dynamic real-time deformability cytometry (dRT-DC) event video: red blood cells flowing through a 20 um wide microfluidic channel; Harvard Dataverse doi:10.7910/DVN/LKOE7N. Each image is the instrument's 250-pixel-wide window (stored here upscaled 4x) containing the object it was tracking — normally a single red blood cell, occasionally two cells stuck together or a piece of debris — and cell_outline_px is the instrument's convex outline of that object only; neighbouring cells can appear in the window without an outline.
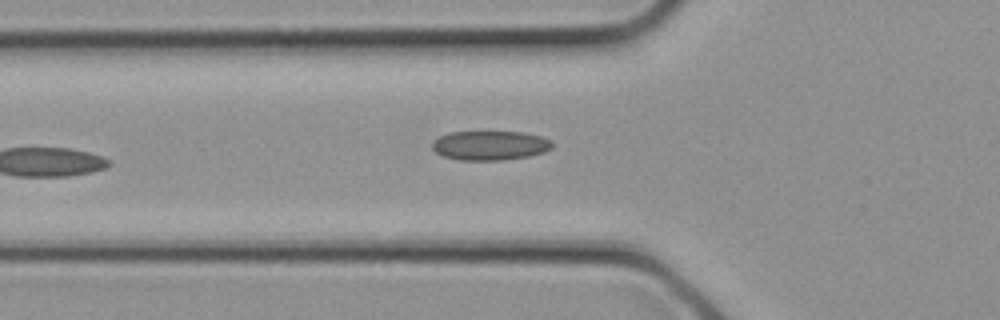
{"species": "common noctule bat (a hibernating species)", "species_latin": "Nyctalus noctula", "temperature_condition": "cold", "stored_images_in_passage": 12, "camera_frame_rate_fps": 3000, "um_per_image_px": 0.085, "animal": {"sex": "female", "body_mass_g": 21.9}, "frame": {"image": 1, "passage_image": 12, "time_ms": 3.667, "image_size_px": [1000, 320], "cell_outline_px": [[552, 148], [544, 152], [528, 156], [504, 160], [460, 160], [440, 156], [432, 148], [432, 140], [448, 132], [524, 132], [540, 136], [552, 140]], "centroid_in_image_um": [41.63, 12.36], "position_along_channel_um": 84.2, "area_um2": 20.69}}